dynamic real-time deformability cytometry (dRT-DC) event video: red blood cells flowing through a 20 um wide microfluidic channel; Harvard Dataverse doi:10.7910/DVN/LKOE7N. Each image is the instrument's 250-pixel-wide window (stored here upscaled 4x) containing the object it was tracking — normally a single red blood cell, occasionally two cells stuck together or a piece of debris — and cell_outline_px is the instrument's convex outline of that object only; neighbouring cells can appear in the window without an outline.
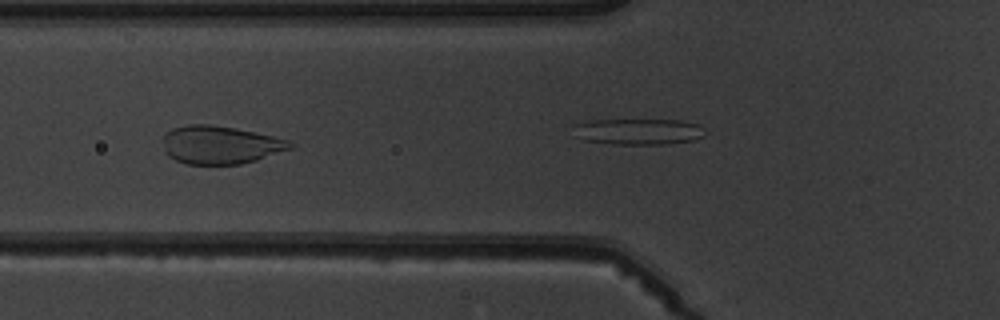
{"species": "common noctule bat (a hibernating species)", "species_latin": "Nyctalus noctula", "temperature_condition": "warm", "stored_images_in_passage": 8, "camera_frame_rate_fps": 3000, "um_per_image_px": 0.085, "animal": {"sex": "male", "body_mass_g": 19.5, "forearm_length_mm": 54.6}, "frame": {"image": 1, "passage_image": 5, "time_ms": 5.333, "image_size_px": [1000, 320], "cell_outline_px": [[296, 148], [256, 160], [240, 164], [188, 164], [176, 160], [168, 156], [164, 152], [164, 136], [172, 128], [188, 124], [208, 124], [232, 128], [272, 136], [288, 140], [296, 144]], "centroid_in_image_um": [18.76, 12.32], "position_along_channel_um": 107.0, "area_um2": 28.21}}
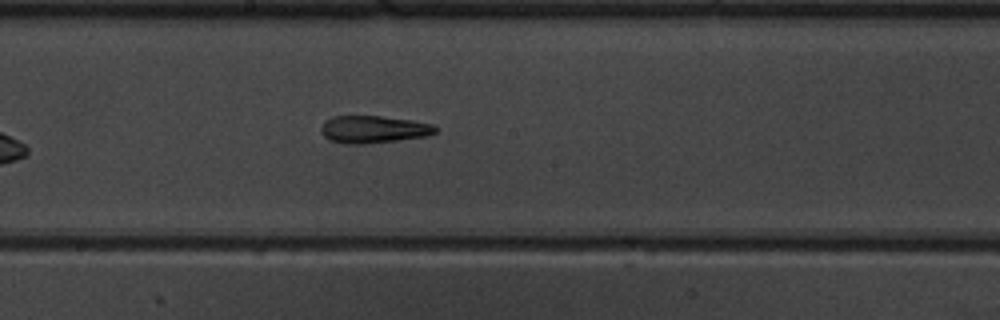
{"frame": {"image": 2, "passage_image": 8, "time_ms": 9.0, "image_size_px": [1000, 320], "cell_outline_px": [[440, 128], [436, 132], [428, 136], [364, 144], [344, 144], [328, 140], [320, 132], [320, 128], [324, 120], [332, 116], [380, 116], [412, 120], [432, 124]], "centroid_in_image_um": [31.72, 10.99], "position_along_channel_um": 216.5, "area_um2": 18.5}}